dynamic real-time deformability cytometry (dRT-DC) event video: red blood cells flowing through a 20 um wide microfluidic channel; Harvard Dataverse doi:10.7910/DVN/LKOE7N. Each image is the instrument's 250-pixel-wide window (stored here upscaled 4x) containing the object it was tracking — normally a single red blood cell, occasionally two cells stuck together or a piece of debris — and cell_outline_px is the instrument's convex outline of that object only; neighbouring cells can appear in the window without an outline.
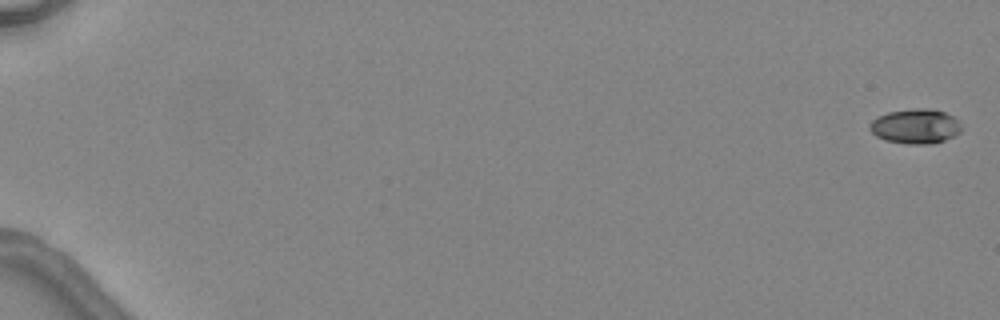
{"species": "common noctule bat (a hibernating species)", "species_latin": "Nyctalus noctula", "temperature_condition": "warm", "stored_images_in_passage": 6, "camera_frame_rate_fps": 3000, "um_per_image_px": 0.085, "animal": {"sex": "female", "body_mass_g": 24.6, "forearm_length_mm": 56.2}, "frame": {"image": 1, "passage_image": 1, "time_ms": 0.0, "image_size_px": [1000, 320], "cell_outline_px": [[960, 132], [944, 140], [932, 144], [908, 144], [884, 140], [876, 136], [868, 128], [872, 120], [876, 116], [888, 112], [912, 108], [928, 108], [944, 112], [960, 120]], "centroid_in_image_um": [77.79, 10.73], "position_along_channel_um": 7.2, "area_um2": 18.67}}
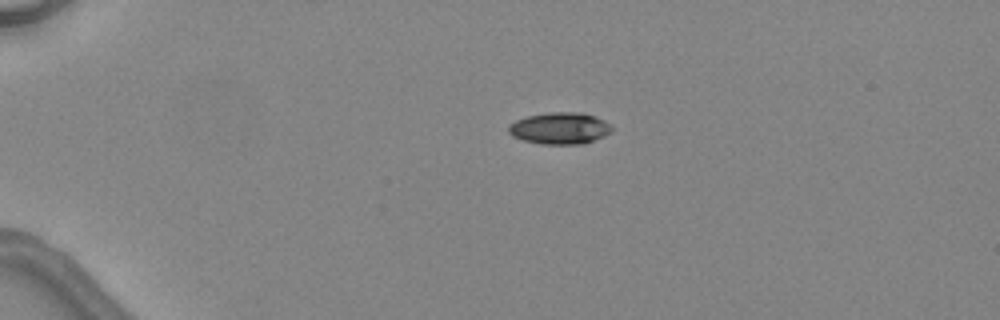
{"frame": {"image": 2, "passage_image": 4, "time_ms": 4.0, "image_size_px": [1000, 320], "cell_outline_px": [[612, 132], [604, 136], [584, 144], [540, 144], [524, 140], [512, 136], [508, 132], [508, 124], [516, 120], [528, 116], [548, 112], [580, 112], [596, 116], [604, 120], [612, 128]], "centroid_in_image_um": [47.58, 10.9], "position_along_channel_um": 37.4, "area_um2": 19.19}}
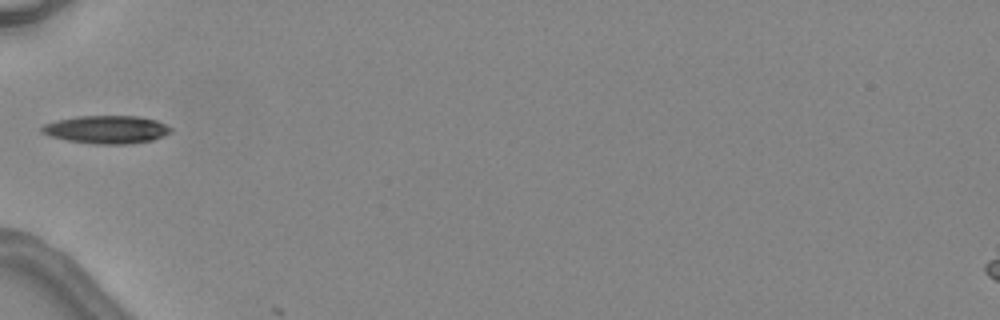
{"frame": {"image": 3, "passage_image": 6, "time_ms": 6.333, "image_size_px": [1000, 320], "cell_outline_px": [[172, 132], [164, 136], [152, 140], [128, 144], [96, 144], [68, 140], [48, 136], [40, 132], [40, 128], [44, 124], [56, 120], [76, 116], [140, 116], [156, 120], [172, 128]], "centroid_in_image_um": [9.05, 11.01], "position_along_channel_um": 76.0, "area_um2": 21.15}}